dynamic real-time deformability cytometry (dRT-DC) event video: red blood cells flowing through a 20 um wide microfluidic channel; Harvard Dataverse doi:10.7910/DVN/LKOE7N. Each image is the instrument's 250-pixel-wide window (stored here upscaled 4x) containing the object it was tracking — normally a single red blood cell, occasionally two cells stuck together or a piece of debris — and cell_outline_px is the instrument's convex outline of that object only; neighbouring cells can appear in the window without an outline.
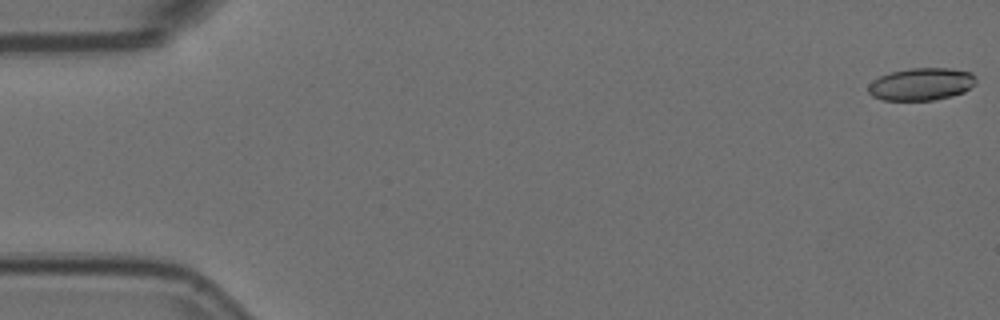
{"species": "Egyptian fruit bat (a non-hibernating species)", "species_latin": "Rousettus aegyptiacus", "temperature_condition": "room temperature", "stored_images_in_passage": 57, "camera_frame_rate_fps": 3000, "um_per_image_px": 0.085, "animal": {"sex": "female"}, "frame": {"image": 1, "passage_image": 1, "time_ms": 0.0, "image_size_px": [1000, 320], "cell_outline_px": [[976, 84], [964, 92], [952, 96], [932, 100], [884, 100], [872, 96], [868, 92], [868, 84], [872, 80], [880, 76], [892, 72], [912, 68], [948, 68], [972, 72], [976, 76]], "centroid_in_image_um": [78.33, 7.15], "position_along_channel_um": 6.7, "area_um2": 20.46}}
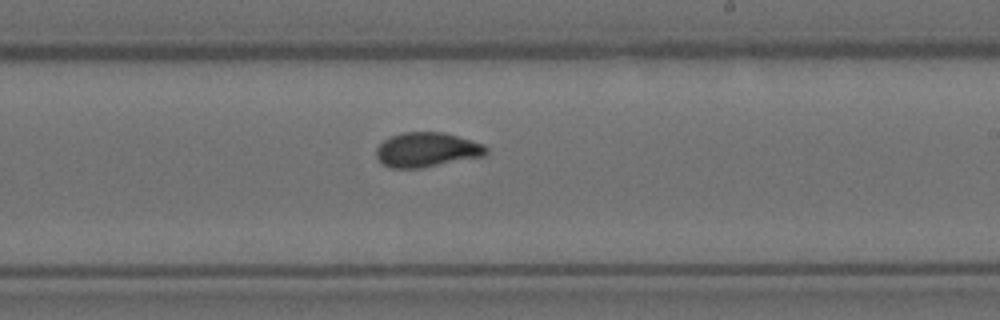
{"frame": {"image": 2, "passage_image": 34, "time_ms": 11.0, "image_size_px": [1000, 320], "cell_outline_px": [[488, 152], [484, 156], [420, 168], [392, 168], [384, 164], [376, 156], [376, 148], [384, 140], [392, 136], [404, 132], [444, 132], [484, 144], [488, 148]], "centroid_in_image_um": [36.3, 12.72], "position_along_channel_um": 252.7, "area_um2": 22.02}}
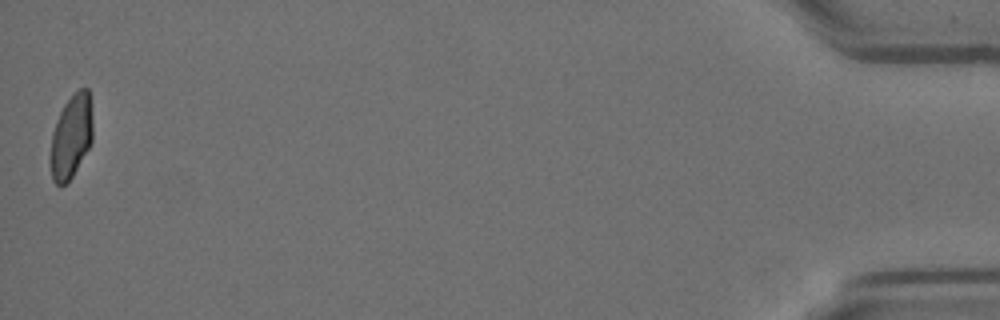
{"frame": {"image": 3, "passage_image": 57, "time_ms": 18.667, "image_size_px": [1000, 320], "cell_outline_px": [[92, 140], [88, 148], [72, 176], [60, 188], [52, 180], [52, 132], [60, 112], [64, 104], [80, 88], [88, 88], [92, 116]], "centroid_in_image_um": [6.07, 11.59], "position_along_channel_um": 429.1, "area_um2": 20.0}, "authors_computed_cell_mechanics": {"area_um2": 21.7906, "velocity_mm_per_s": 3.5675, "shape_relaxation_time_tau1_ms": null, "shape_relaxation_time_tau2_ms": 0.6578, "deformation_change_tau1": null, "deformation_change_tau2": 0.0637}}